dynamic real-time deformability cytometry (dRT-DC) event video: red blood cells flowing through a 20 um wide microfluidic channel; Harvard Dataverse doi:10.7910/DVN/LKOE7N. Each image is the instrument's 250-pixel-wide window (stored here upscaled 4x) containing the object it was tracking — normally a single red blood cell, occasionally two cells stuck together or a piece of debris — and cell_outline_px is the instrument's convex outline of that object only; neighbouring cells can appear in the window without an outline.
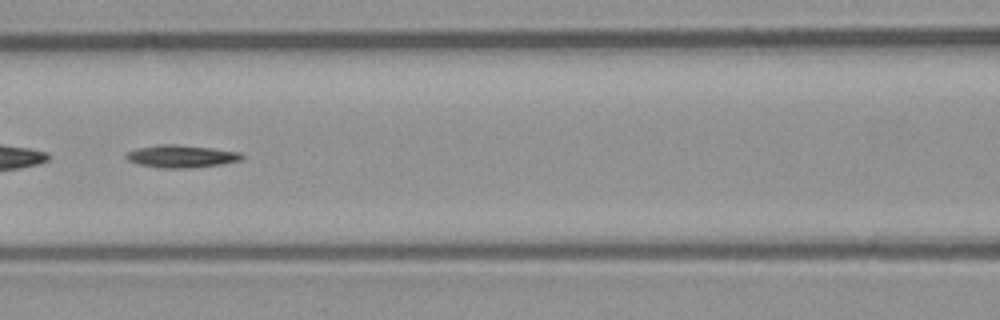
{"species": "common noctule bat (a hibernating species)", "species_latin": "Nyctalus noctula", "temperature_condition": "room temperature", "stored_images_in_passage": 53, "camera_frame_rate_fps": 3000, "um_per_image_px": 0.085, "animal": {"sex": "male", "body_mass_g": 23.1, "forearm_length_mm": 52.7}, "frame": {"image": 1, "passage_image": 23, "time_ms": 7.333, "image_size_px": [1000, 320], "cell_outline_px": [[244, 160], [224, 164], [192, 168], [160, 168], [136, 164], [128, 160], [124, 156], [128, 152], [136, 148], [160, 144], [176, 144], [212, 148], [240, 152], [244, 156]], "centroid_in_image_um": [15.43, 13.29], "position_along_channel_um": 151.2, "area_um2": 15.49}}